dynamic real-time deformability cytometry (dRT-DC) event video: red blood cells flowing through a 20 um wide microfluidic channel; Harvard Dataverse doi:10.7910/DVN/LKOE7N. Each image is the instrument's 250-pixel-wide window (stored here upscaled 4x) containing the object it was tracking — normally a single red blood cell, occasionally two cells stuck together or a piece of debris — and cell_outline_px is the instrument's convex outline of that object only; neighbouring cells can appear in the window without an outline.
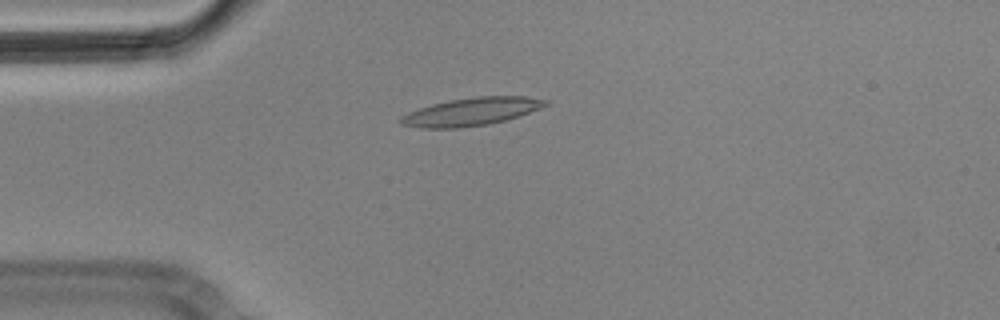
{"species": "Egyptian fruit bat (a non-hibernating species)", "species_latin": "Rousettus aegyptiacus", "temperature_condition": "cold", "stored_images_in_passage": 3, "camera_frame_rate_fps": 3000, "um_per_image_px": 0.085, "animal": {"sex": "male"}, "frame": {"image": 1, "passage_image": 2, "time_ms": 0.333, "image_size_px": [1000, 320], "cell_outline_px": [[552, 100], [548, 104], [540, 108], [504, 120], [488, 124], [456, 128], [424, 128], [400, 124], [400, 116], [408, 112], [432, 104], [448, 100], [476, 96], [524, 96]], "centroid_in_image_um": [40.06, 9.48], "position_along_channel_um": 44.9, "area_um2": 23.35}}